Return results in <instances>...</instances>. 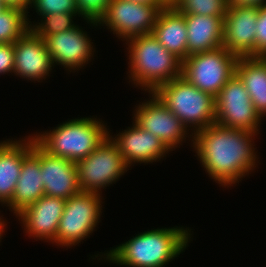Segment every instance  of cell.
<instances>
[{"mask_svg": "<svg viewBox=\"0 0 266 267\" xmlns=\"http://www.w3.org/2000/svg\"><path fill=\"white\" fill-rule=\"evenodd\" d=\"M172 6L182 14L225 16L228 0H175Z\"/></svg>", "mask_w": 266, "mask_h": 267, "instance_id": "25", "label": "cell"}, {"mask_svg": "<svg viewBox=\"0 0 266 267\" xmlns=\"http://www.w3.org/2000/svg\"><path fill=\"white\" fill-rule=\"evenodd\" d=\"M44 195L40 159L31 151L24 159L12 200L6 205L16 216Z\"/></svg>", "mask_w": 266, "mask_h": 267, "instance_id": "21", "label": "cell"}, {"mask_svg": "<svg viewBox=\"0 0 266 267\" xmlns=\"http://www.w3.org/2000/svg\"><path fill=\"white\" fill-rule=\"evenodd\" d=\"M139 4H165L162 0H129Z\"/></svg>", "mask_w": 266, "mask_h": 267, "instance_id": "32", "label": "cell"}, {"mask_svg": "<svg viewBox=\"0 0 266 267\" xmlns=\"http://www.w3.org/2000/svg\"><path fill=\"white\" fill-rule=\"evenodd\" d=\"M44 40L53 66H63L70 73L83 69L82 67L94 59L93 42L79 25L68 31L47 36Z\"/></svg>", "mask_w": 266, "mask_h": 267, "instance_id": "12", "label": "cell"}, {"mask_svg": "<svg viewBox=\"0 0 266 267\" xmlns=\"http://www.w3.org/2000/svg\"><path fill=\"white\" fill-rule=\"evenodd\" d=\"M149 99L135 105L133 122L141 129L157 136L170 151L193 138L191 131L153 94ZM189 131V133H188ZM189 134V135H188ZM183 142V143H182Z\"/></svg>", "mask_w": 266, "mask_h": 267, "instance_id": "11", "label": "cell"}, {"mask_svg": "<svg viewBox=\"0 0 266 267\" xmlns=\"http://www.w3.org/2000/svg\"><path fill=\"white\" fill-rule=\"evenodd\" d=\"M32 152L40 159L44 195L67 200L81 192L76 163L51 155L35 141L33 136Z\"/></svg>", "mask_w": 266, "mask_h": 267, "instance_id": "13", "label": "cell"}, {"mask_svg": "<svg viewBox=\"0 0 266 267\" xmlns=\"http://www.w3.org/2000/svg\"><path fill=\"white\" fill-rule=\"evenodd\" d=\"M7 6L29 9L32 0H2Z\"/></svg>", "mask_w": 266, "mask_h": 267, "instance_id": "31", "label": "cell"}, {"mask_svg": "<svg viewBox=\"0 0 266 267\" xmlns=\"http://www.w3.org/2000/svg\"><path fill=\"white\" fill-rule=\"evenodd\" d=\"M259 8L228 7L223 20V46L238 57H255Z\"/></svg>", "mask_w": 266, "mask_h": 267, "instance_id": "15", "label": "cell"}, {"mask_svg": "<svg viewBox=\"0 0 266 267\" xmlns=\"http://www.w3.org/2000/svg\"><path fill=\"white\" fill-rule=\"evenodd\" d=\"M235 74L243 82L255 111L262 119L266 116V58L239 57Z\"/></svg>", "mask_w": 266, "mask_h": 267, "instance_id": "22", "label": "cell"}, {"mask_svg": "<svg viewBox=\"0 0 266 267\" xmlns=\"http://www.w3.org/2000/svg\"><path fill=\"white\" fill-rule=\"evenodd\" d=\"M187 27L185 16L172 5L163 7L152 30L153 36L182 62L187 58Z\"/></svg>", "mask_w": 266, "mask_h": 267, "instance_id": "20", "label": "cell"}, {"mask_svg": "<svg viewBox=\"0 0 266 267\" xmlns=\"http://www.w3.org/2000/svg\"><path fill=\"white\" fill-rule=\"evenodd\" d=\"M111 0H75L78 17L84 19L91 27H98L99 21L106 14ZM83 17V18H82Z\"/></svg>", "mask_w": 266, "mask_h": 267, "instance_id": "26", "label": "cell"}, {"mask_svg": "<svg viewBox=\"0 0 266 267\" xmlns=\"http://www.w3.org/2000/svg\"><path fill=\"white\" fill-rule=\"evenodd\" d=\"M183 15L187 27V57L223 46L224 16Z\"/></svg>", "mask_w": 266, "mask_h": 267, "instance_id": "19", "label": "cell"}, {"mask_svg": "<svg viewBox=\"0 0 266 267\" xmlns=\"http://www.w3.org/2000/svg\"><path fill=\"white\" fill-rule=\"evenodd\" d=\"M255 35V57L266 58V4L259 7Z\"/></svg>", "mask_w": 266, "mask_h": 267, "instance_id": "28", "label": "cell"}, {"mask_svg": "<svg viewBox=\"0 0 266 267\" xmlns=\"http://www.w3.org/2000/svg\"><path fill=\"white\" fill-rule=\"evenodd\" d=\"M266 0H228V7H261Z\"/></svg>", "mask_w": 266, "mask_h": 267, "instance_id": "30", "label": "cell"}, {"mask_svg": "<svg viewBox=\"0 0 266 267\" xmlns=\"http://www.w3.org/2000/svg\"><path fill=\"white\" fill-rule=\"evenodd\" d=\"M65 203V199L43 195L15 217L21 221V226L28 237L55 244L56 232Z\"/></svg>", "mask_w": 266, "mask_h": 267, "instance_id": "14", "label": "cell"}, {"mask_svg": "<svg viewBox=\"0 0 266 267\" xmlns=\"http://www.w3.org/2000/svg\"><path fill=\"white\" fill-rule=\"evenodd\" d=\"M153 94L194 134L215 124V97L182 76L158 87Z\"/></svg>", "mask_w": 266, "mask_h": 267, "instance_id": "5", "label": "cell"}, {"mask_svg": "<svg viewBox=\"0 0 266 267\" xmlns=\"http://www.w3.org/2000/svg\"><path fill=\"white\" fill-rule=\"evenodd\" d=\"M215 123L222 127L243 129L260 134L263 120L255 111L249 93L235 74L215 97Z\"/></svg>", "mask_w": 266, "mask_h": 267, "instance_id": "9", "label": "cell"}, {"mask_svg": "<svg viewBox=\"0 0 266 267\" xmlns=\"http://www.w3.org/2000/svg\"><path fill=\"white\" fill-rule=\"evenodd\" d=\"M92 117L70 119L52 130L36 131L32 136L51 155L77 163L89 156L110 132L104 121Z\"/></svg>", "mask_w": 266, "mask_h": 267, "instance_id": "4", "label": "cell"}, {"mask_svg": "<svg viewBox=\"0 0 266 267\" xmlns=\"http://www.w3.org/2000/svg\"><path fill=\"white\" fill-rule=\"evenodd\" d=\"M30 7L35 9L40 18L57 13H78L75 0H32L27 17L30 16Z\"/></svg>", "mask_w": 266, "mask_h": 267, "instance_id": "27", "label": "cell"}, {"mask_svg": "<svg viewBox=\"0 0 266 267\" xmlns=\"http://www.w3.org/2000/svg\"><path fill=\"white\" fill-rule=\"evenodd\" d=\"M128 78L135 88L153 93L158 87L182 76V61L170 53L153 34L126 40Z\"/></svg>", "mask_w": 266, "mask_h": 267, "instance_id": "3", "label": "cell"}, {"mask_svg": "<svg viewBox=\"0 0 266 267\" xmlns=\"http://www.w3.org/2000/svg\"><path fill=\"white\" fill-rule=\"evenodd\" d=\"M166 5H172L175 0H162Z\"/></svg>", "mask_w": 266, "mask_h": 267, "instance_id": "35", "label": "cell"}, {"mask_svg": "<svg viewBox=\"0 0 266 267\" xmlns=\"http://www.w3.org/2000/svg\"><path fill=\"white\" fill-rule=\"evenodd\" d=\"M78 13H57L43 16L40 22L35 23L29 20L28 25L39 37L45 39L47 36L57 34L59 32L68 31L74 28L77 24L74 23V18Z\"/></svg>", "mask_w": 266, "mask_h": 267, "instance_id": "24", "label": "cell"}, {"mask_svg": "<svg viewBox=\"0 0 266 267\" xmlns=\"http://www.w3.org/2000/svg\"><path fill=\"white\" fill-rule=\"evenodd\" d=\"M191 235L189 227L151 229L136 234L107 253H97L95 258L91 257L98 261L104 258L105 262L124 267H165L183 253L191 242Z\"/></svg>", "mask_w": 266, "mask_h": 267, "instance_id": "2", "label": "cell"}, {"mask_svg": "<svg viewBox=\"0 0 266 267\" xmlns=\"http://www.w3.org/2000/svg\"><path fill=\"white\" fill-rule=\"evenodd\" d=\"M76 167L81 191L100 194L130 168L109 135L89 156L78 161Z\"/></svg>", "mask_w": 266, "mask_h": 267, "instance_id": "8", "label": "cell"}, {"mask_svg": "<svg viewBox=\"0 0 266 267\" xmlns=\"http://www.w3.org/2000/svg\"><path fill=\"white\" fill-rule=\"evenodd\" d=\"M102 194L83 192L66 200L56 232L55 245L73 247L89 238L102 215Z\"/></svg>", "mask_w": 266, "mask_h": 267, "instance_id": "6", "label": "cell"}, {"mask_svg": "<svg viewBox=\"0 0 266 267\" xmlns=\"http://www.w3.org/2000/svg\"><path fill=\"white\" fill-rule=\"evenodd\" d=\"M52 68L45 40L32 29L14 42V75L27 81L41 82L49 77Z\"/></svg>", "mask_w": 266, "mask_h": 267, "instance_id": "16", "label": "cell"}, {"mask_svg": "<svg viewBox=\"0 0 266 267\" xmlns=\"http://www.w3.org/2000/svg\"><path fill=\"white\" fill-rule=\"evenodd\" d=\"M30 29L27 10L8 6L0 12V41L14 43Z\"/></svg>", "mask_w": 266, "mask_h": 267, "instance_id": "23", "label": "cell"}, {"mask_svg": "<svg viewBox=\"0 0 266 267\" xmlns=\"http://www.w3.org/2000/svg\"><path fill=\"white\" fill-rule=\"evenodd\" d=\"M3 215L0 216V242H1V238L3 237V234L6 232L4 231L7 228V223L4 221L5 219H3Z\"/></svg>", "mask_w": 266, "mask_h": 267, "instance_id": "33", "label": "cell"}, {"mask_svg": "<svg viewBox=\"0 0 266 267\" xmlns=\"http://www.w3.org/2000/svg\"><path fill=\"white\" fill-rule=\"evenodd\" d=\"M166 4H139L129 0H111L98 25L106 26L118 39L151 34L159 11Z\"/></svg>", "mask_w": 266, "mask_h": 267, "instance_id": "10", "label": "cell"}, {"mask_svg": "<svg viewBox=\"0 0 266 267\" xmlns=\"http://www.w3.org/2000/svg\"><path fill=\"white\" fill-rule=\"evenodd\" d=\"M8 6L2 1L0 0V12H2L3 10H5Z\"/></svg>", "mask_w": 266, "mask_h": 267, "instance_id": "34", "label": "cell"}, {"mask_svg": "<svg viewBox=\"0 0 266 267\" xmlns=\"http://www.w3.org/2000/svg\"><path fill=\"white\" fill-rule=\"evenodd\" d=\"M238 58L224 46L190 55L182 62V77L199 90L216 97L235 75Z\"/></svg>", "mask_w": 266, "mask_h": 267, "instance_id": "7", "label": "cell"}, {"mask_svg": "<svg viewBox=\"0 0 266 267\" xmlns=\"http://www.w3.org/2000/svg\"><path fill=\"white\" fill-rule=\"evenodd\" d=\"M110 134V138L118 146L129 167L136 163L153 164L163 160V157L171 152L157 136L141 129L134 122L131 127H127L117 135Z\"/></svg>", "mask_w": 266, "mask_h": 267, "instance_id": "17", "label": "cell"}, {"mask_svg": "<svg viewBox=\"0 0 266 267\" xmlns=\"http://www.w3.org/2000/svg\"><path fill=\"white\" fill-rule=\"evenodd\" d=\"M31 151L32 135L0 141V204L6 206L12 200L23 159Z\"/></svg>", "mask_w": 266, "mask_h": 267, "instance_id": "18", "label": "cell"}, {"mask_svg": "<svg viewBox=\"0 0 266 267\" xmlns=\"http://www.w3.org/2000/svg\"><path fill=\"white\" fill-rule=\"evenodd\" d=\"M256 135L215 123L196 131L190 140L203 170L217 184L229 188L239 184L258 166L259 158L254 147Z\"/></svg>", "mask_w": 266, "mask_h": 267, "instance_id": "1", "label": "cell"}, {"mask_svg": "<svg viewBox=\"0 0 266 267\" xmlns=\"http://www.w3.org/2000/svg\"><path fill=\"white\" fill-rule=\"evenodd\" d=\"M14 73V43L0 46V74Z\"/></svg>", "mask_w": 266, "mask_h": 267, "instance_id": "29", "label": "cell"}]
</instances>
